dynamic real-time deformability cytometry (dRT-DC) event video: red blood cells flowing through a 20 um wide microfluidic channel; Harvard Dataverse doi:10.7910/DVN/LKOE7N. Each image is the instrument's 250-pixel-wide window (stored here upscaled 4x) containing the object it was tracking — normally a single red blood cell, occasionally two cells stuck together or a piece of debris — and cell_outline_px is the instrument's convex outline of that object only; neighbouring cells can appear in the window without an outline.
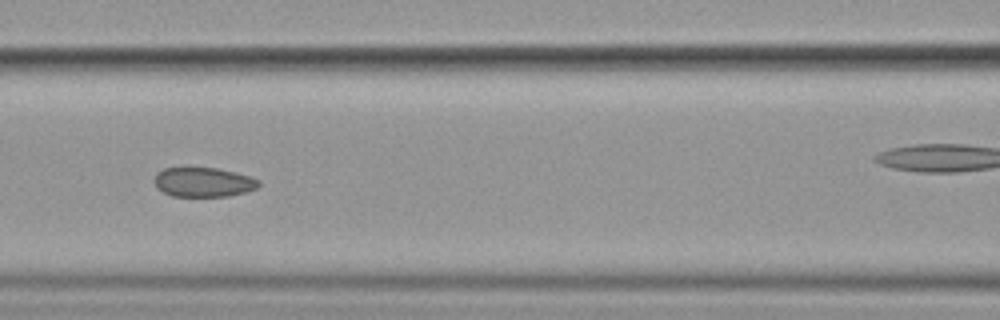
{"species": "common noctule bat (a hibernating species)", "species_latin": "Nyctalus noctula", "temperature_condition": "cold", "stored_images_in_passage": 8, "camera_frame_rate_fps": 3000, "um_per_image_px": 0.085, "animal": {"sex": "female", "body_mass_g": 19.9}, "frame": {"image": 1, "passage_image": 7, "time_ms": 7.333, "image_size_px": [1000, 320], "cell_outline_px": [[260, 184], [256, 188], [244, 192], [228, 196], [172, 196], [156, 188], [152, 180], [156, 172], [164, 168], [188, 164], [216, 168], [236, 172], [260, 180]], "centroid_in_image_um": [17.19, 15.43], "position_along_channel_um": 149.4, "area_um2": 18.73}}